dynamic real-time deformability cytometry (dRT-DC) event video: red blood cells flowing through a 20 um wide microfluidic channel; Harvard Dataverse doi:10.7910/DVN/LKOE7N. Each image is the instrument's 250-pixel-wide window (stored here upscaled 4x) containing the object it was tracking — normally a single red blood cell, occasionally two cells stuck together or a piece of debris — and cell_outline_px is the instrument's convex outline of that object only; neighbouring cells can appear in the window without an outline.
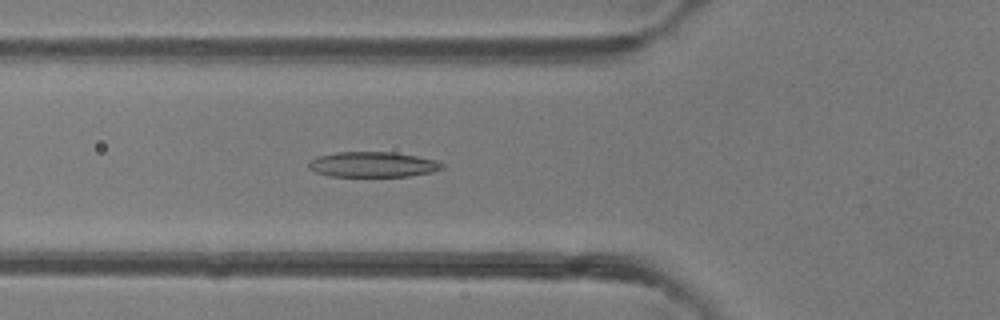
{"species": "common noctule bat (a hibernating species)", "species_latin": "Nyctalus noctula", "temperature_condition": "room temperature", "stored_images_in_passage": 40, "camera_frame_rate_fps": 3000, "um_per_image_px": 0.085, "animal": {"sex": "female"}, "frame": {"image": 1, "passage_image": 10, "time_ms": 3.0, "image_size_px": [1000, 320], "cell_outline_px": [[444, 168], [432, 172], [408, 176], [328, 176], [316, 172], [308, 168], [308, 164], [312, 160], [320, 156], [336, 152], [392, 152], [416, 156], [436, 160], [444, 164]], "centroid_in_image_um": [31.71, 13.98], "position_along_channel_um": 94.1, "area_um2": 19.54}}
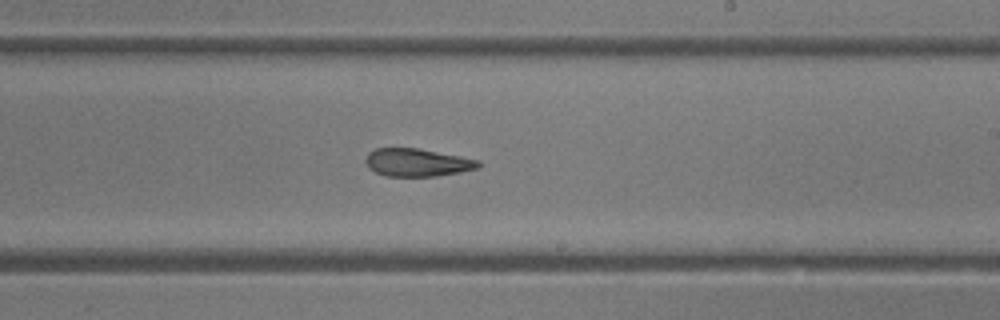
{"frame": {"image": 2, "passage_image": 21, "time_ms": 6.667, "image_size_px": [1000, 320], "cell_outline_px": [[480, 168], [460, 172], [436, 176], [384, 176], [368, 168], [364, 160], [368, 152], [376, 148], [416, 148], [460, 156], [480, 160]], "centroid_in_image_um": [35.44, 13.81], "position_along_channel_um": 253.6, "area_um2": 18.38}}
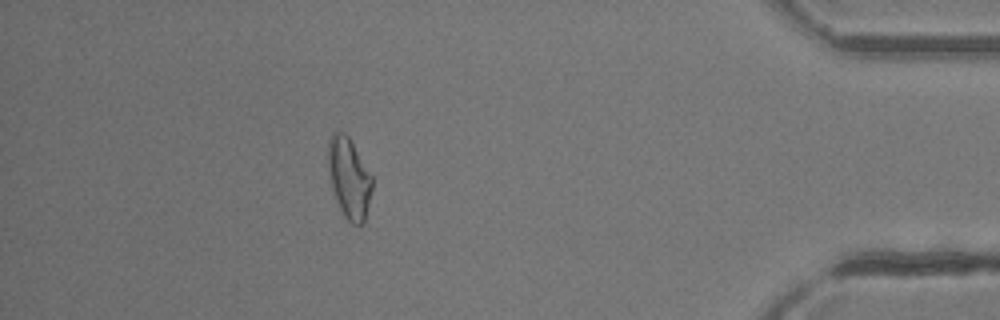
{"frame": {"image": 3, "passage_image": 35, "time_ms": 11.333, "image_size_px": [1000, 320], "cell_outline_px": [[372, 188], [364, 224], [352, 224], [344, 216], [336, 200], [332, 188], [328, 168], [328, 140], [332, 132], [344, 132], [348, 136], [372, 176]], "centroid_in_image_um": [29.66, 15.13], "position_along_channel_um": 405.5, "area_um2": 20.52}, "authors_computed_cell_mechanics": {"area_um2": 19.9988, "velocity_mm_per_s": 4.3306, "shape_relaxation_time_tau1_ms": null, "shape_relaxation_time_tau2_ms": 3.6489, "deformation_change_tau1": null, "deformation_change_tau2": 0.1298}}